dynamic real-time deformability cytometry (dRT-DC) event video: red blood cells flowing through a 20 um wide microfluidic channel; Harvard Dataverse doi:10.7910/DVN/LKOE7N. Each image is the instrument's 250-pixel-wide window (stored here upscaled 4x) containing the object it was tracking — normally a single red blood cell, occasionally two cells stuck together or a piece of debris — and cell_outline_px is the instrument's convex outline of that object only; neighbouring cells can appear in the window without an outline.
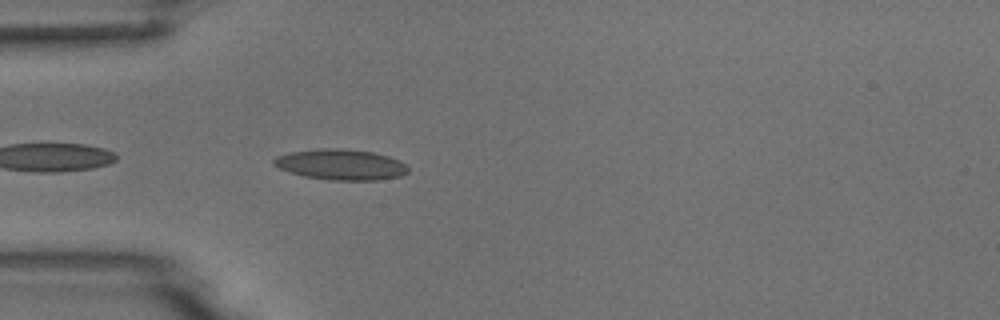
{"species": "common noctule bat (a hibernating species)", "species_latin": "Nyctalus noctula", "temperature_condition": "room temperature", "stored_images_in_passage": 5, "camera_frame_rate_fps": 3000, "um_per_image_px": 0.085, "animal": {"sex": "male", "body_mass_g": 18.8}, "frame": {"image": 1, "passage_image": 5, "time_ms": 4.667, "image_size_px": [1000, 320], "cell_outline_px": [[408, 172], [400, 176], [376, 180], [328, 180], [304, 176], [288, 172], [272, 164], [272, 160], [276, 156], [292, 152], [320, 148], [340, 148], [372, 152], [388, 156], [400, 160], [408, 168]], "centroid_in_image_um": [28.95, 13.99], "position_along_channel_um": 56.0, "area_um2": 23.99}}